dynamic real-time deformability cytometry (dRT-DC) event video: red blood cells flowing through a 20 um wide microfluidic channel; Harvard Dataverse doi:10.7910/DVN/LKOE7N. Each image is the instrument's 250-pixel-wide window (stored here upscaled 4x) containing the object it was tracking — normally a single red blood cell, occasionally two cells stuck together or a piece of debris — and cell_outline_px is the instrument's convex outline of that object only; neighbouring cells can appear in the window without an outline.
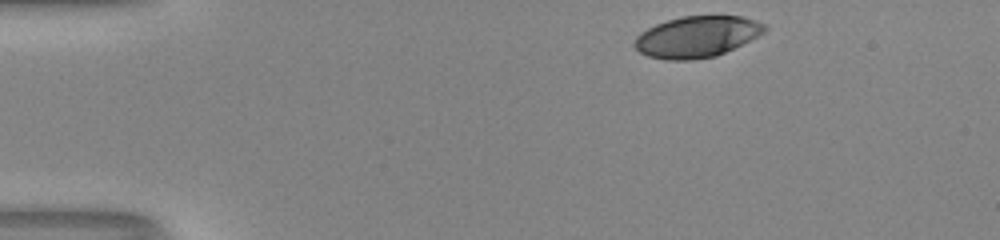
{"species": "human", "species_latin": "Homo sapiens", "temperature_condition": "room temperature", "stored_images_in_passage": 36, "camera_frame_rate_fps": 3000, "um_per_image_px": 0.085, "donor": {"sex": "male"}, "frame": {"image": 1, "passage_image": 1, "time_ms": 0.0, "image_size_px": [1000, 240], "cell_outline_px": [[768, 28], [764, 32], [716, 56], [692, 60], [668, 60], [648, 56], [640, 52], [632, 44], [636, 36], [640, 32], [656, 24], [668, 20], [684, 16], [744, 16], [768, 24]], "centroid_in_image_um": [59.22, 3.11], "position_along_channel_um": 25.8, "area_um2": 31.1}}
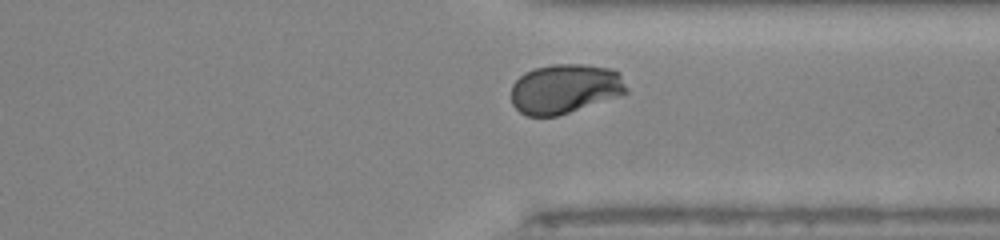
{"frame": {"image": 2, "passage_image": 32, "time_ms": 10.333, "image_size_px": [1000, 240], "cell_outline_px": [[628, 92], [620, 96], [556, 116], [528, 116], [520, 112], [512, 104], [512, 84], [524, 72], [536, 68], [552, 64], [584, 64], [612, 68], [620, 72], [628, 88]], "centroid_in_image_um": [48.05, 7.53], "position_along_channel_um": 363.4, "area_um2": 33.47}}
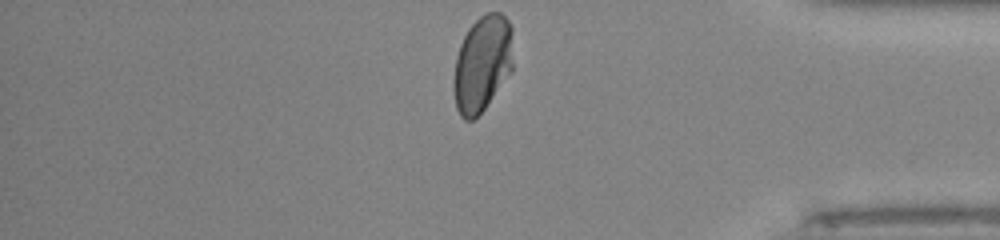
{"frame": {"image": 3, "passage_image": 36, "time_ms": 11.667, "image_size_px": [1000, 240], "cell_outline_px": [[512, 72], [484, 108], [472, 120], [464, 120], [460, 116], [456, 108], [452, 88], [452, 80], [456, 56], [460, 44], [468, 28], [484, 12], [500, 12], [508, 20], [512, 28]], "centroid_in_image_um": [40.98, 5.4], "position_along_channel_um": 394.2, "area_um2": 33.7}, "authors_computed_cell_mechanics": {"area_um2": 33.3506, "velocity_mm_per_s": 4.1263, "shape_relaxation_time_tau1_ms": 6.848, "shape_relaxation_time_tau2_ms": 1.4844, "deformation_change_tau1": 0.1977, "deformation_change_tau2": 0.0279}}